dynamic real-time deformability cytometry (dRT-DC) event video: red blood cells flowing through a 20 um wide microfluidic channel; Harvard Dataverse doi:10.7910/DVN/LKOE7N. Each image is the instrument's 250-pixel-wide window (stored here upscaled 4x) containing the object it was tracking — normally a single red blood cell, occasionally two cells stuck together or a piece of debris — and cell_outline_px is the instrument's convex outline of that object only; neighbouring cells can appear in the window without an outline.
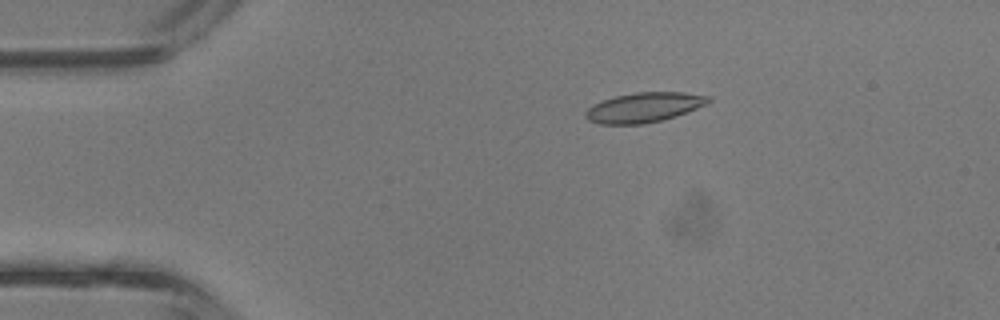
{"species": "common noctule bat (a hibernating species)", "species_latin": "Nyctalus noctula", "temperature_condition": "room temperature", "stored_images_in_passage": 32, "camera_frame_rate_fps": 3000, "um_per_image_px": 0.085, "animal": {"sex": "male", "body_mass_g": 13.3}, "frame": {"image": 1, "passage_image": 1, "time_ms": 0.0, "image_size_px": [1000, 320], "cell_outline_px": [[712, 100], [708, 104], [688, 112], [676, 116], [644, 124], [600, 124], [588, 120], [584, 116], [584, 112], [592, 104], [616, 96], [636, 92], [684, 92], [712, 96]], "centroid_in_image_um": [54.77, 9.12], "position_along_channel_um": 30.2, "area_um2": 21.5}}
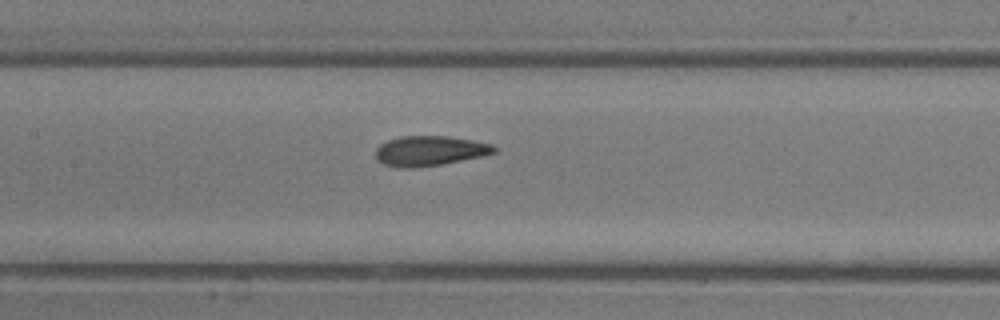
{"frame": {"image": 2, "passage_image": 13, "time_ms": 4.0, "image_size_px": [1000, 320], "cell_outline_px": [[496, 152], [480, 156], [440, 164], [412, 168], [396, 168], [384, 164], [376, 160], [376, 148], [380, 144], [388, 140], [400, 136], [448, 136], [492, 144], [496, 148]], "centroid_in_image_um": [36.46, 12.82], "position_along_channel_um": 170.9, "area_um2": 20.52}}
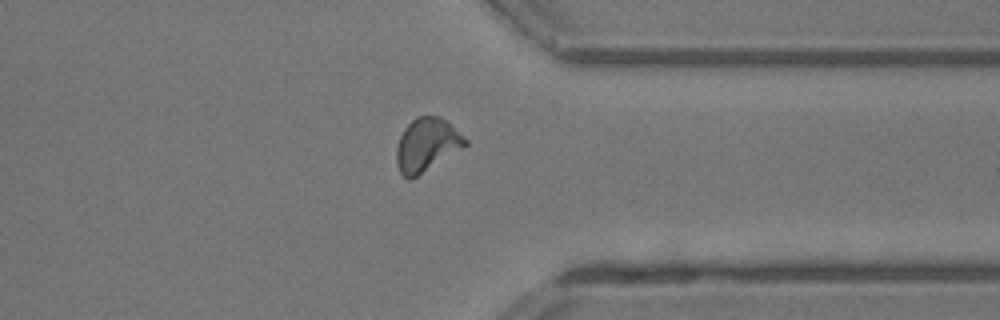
{"frame": {"image": 3, "passage_image": 26, "time_ms": 8.333, "image_size_px": [1000, 320], "cell_outline_px": [[468, 144], [412, 180], [408, 180], [400, 172], [396, 164], [396, 148], [400, 136], [404, 128], [416, 116], [440, 116], [464, 136], [468, 140]], "centroid_in_image_um": [36.25, 12.32], "position_along_channel_um": 375.2, "area_um2": 21.33}, "authors_computed_cell_mechanics": {"area_um2": 20.5479, "velocity_mm_per_s": 4.8304, "shape_relaxation_time_tau1_ms": 2.9434, "shape_relaxation_time_tau2_ms": 1.4064, "deformation_change_tau1": 0.1248, "deformation_change_tau2": 0.0918}}